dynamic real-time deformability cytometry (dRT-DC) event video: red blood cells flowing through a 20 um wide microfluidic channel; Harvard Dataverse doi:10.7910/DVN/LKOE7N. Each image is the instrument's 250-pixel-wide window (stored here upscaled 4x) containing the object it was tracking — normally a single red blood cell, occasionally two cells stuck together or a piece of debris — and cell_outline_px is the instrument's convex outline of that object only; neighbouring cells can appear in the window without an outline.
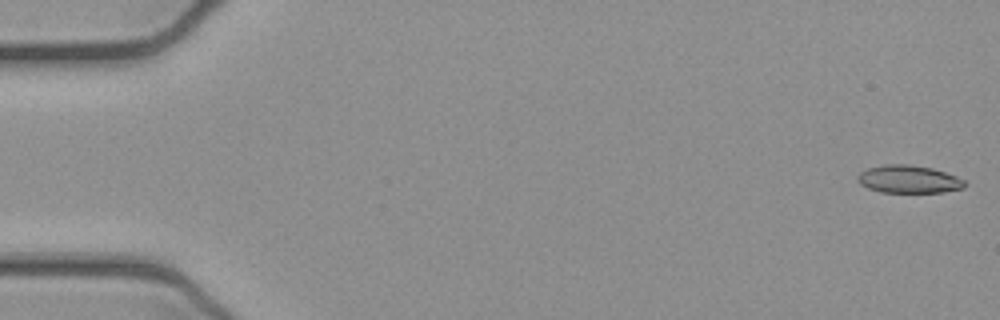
{"species": "common noctule bat (a hibernating species)", "species_latin": "Nyctalus noctula", "temperature_condition": "cold", "stored_images_in_passage": 52, "camera_frame_rate_fps": 3000, "um_per_image_px": 0.085, "animal": {"sex": "female", "body_mass_g": 21.9}, "frame": {"image": 1, "passage_image": 1, "time_ms": 0.0, "image_size_px": [1000, 320], "cell_outline_px": [[968, 184], [964, 188], [944, 192], [880, 192], [868, 188], [860, 184], [856, 180], [856, 176], [860, 172], [868, 168], [884, 164], [908, 164], [932, 168], [956, 176], [964, 180]], "centroid_in_image_um": [77.23, 15.23], "position_along_channel_um": 7.8, "area_um2": 17.46}}
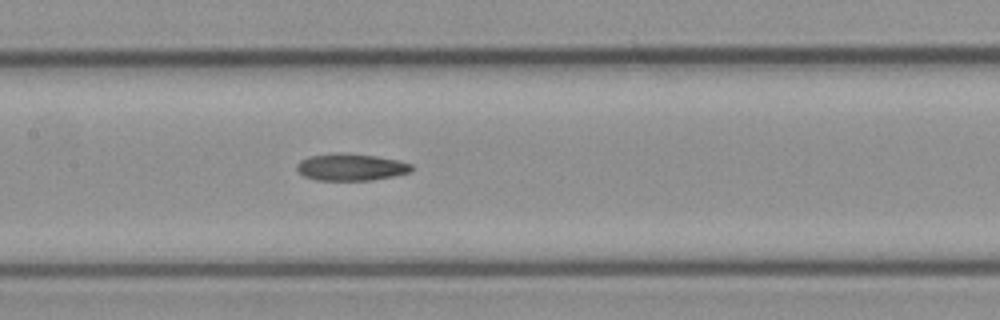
{"frame": {"image": 2, "passage_image": 25, "time_ms": 8.0, "image_size_px": [1000, 320], "cell_outline_px": [[412, 172], [372, 180], [316, 180], [304, 176], [296, 168], [296, 164], [300, 160], [308, 156], [336, 152], [340, 152], [376, 156], [400, 160], [412, 164]], "centroid_in_image_um": [29.82, 14.19], "position_along_channel_um": 177.6, "area_um2": 18.21}}
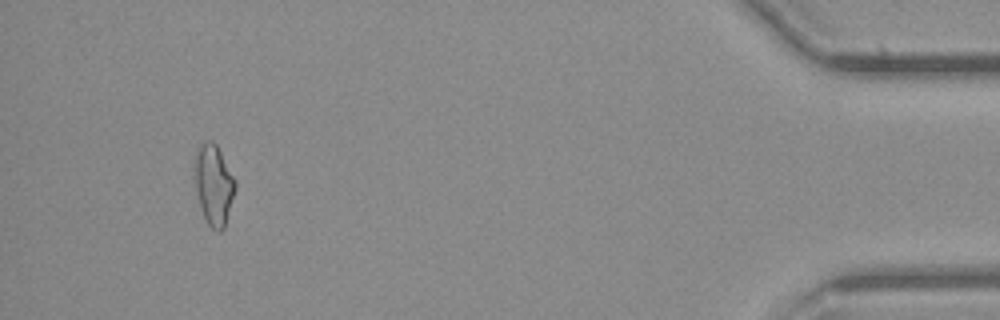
{"frame": {"image": 3, "passage_image": 49, "time_ms": 16.0, "image_size_px": [1000, 320], "cell_outline_px": [[236, 188], [224, 228], [220, 232], [216, 232], [208, 224], [200, 208], [196, 192], [192, 168], [196, 148], [200, 144], [208, 140], [212, 140], [216, 144], [236, 180]], "centroid_in_image_um": [18.13, 15.67], "position_along_channel_um": 417.1, "area_um2": 19.48}, "authors_computed_cell_mechanics": {"area_um2": 18.0914, "velocity_mm_per_s": 3.9198, "shape_relaxation_time_tau1_ms": null, "shape_relaxation_time_tau2_ms": 8.8116, "deformation_change_tau1": null, "deformation_change_tau2": 0.2027}}